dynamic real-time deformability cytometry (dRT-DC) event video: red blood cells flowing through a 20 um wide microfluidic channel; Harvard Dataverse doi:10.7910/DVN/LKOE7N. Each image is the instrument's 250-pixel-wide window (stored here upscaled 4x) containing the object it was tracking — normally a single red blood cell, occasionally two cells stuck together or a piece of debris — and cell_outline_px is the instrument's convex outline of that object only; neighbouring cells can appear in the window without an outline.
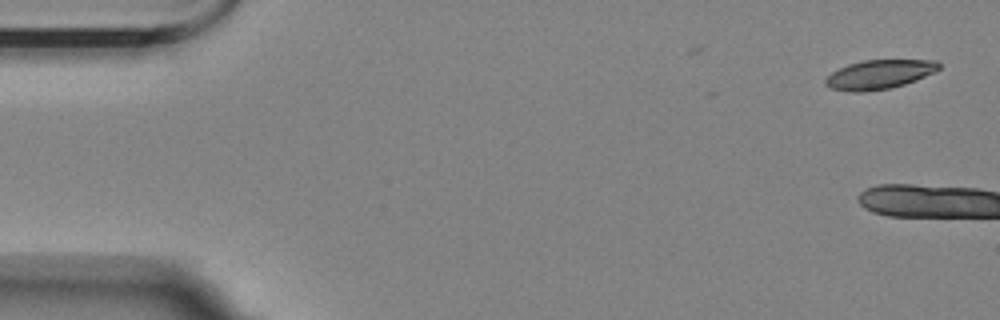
{"species": "Egyptian fruit bat (a non-hibernating species)", "species_latin": "Rousettus aegyptiacus", "temperature_condition": "room temperature", "stored_images_in_passage": 4, "camera_frame_rate_fps": 3000, "um_per_image_px": 0.085, "animal": {"sex": "female"}, "frame": {"image": 1, "passage_image": 1, "time_ms": 0.0, "image_size_px": [1000, 320], "cell_outline_px": [[940, 68], [916, 80], [892, 88], [864, 92], [848, 92], [832, 88], [824, 84], [824, 80], [832, 72], [848, 64], [864, 60], [936, 60], [940, 64]], "centroid_in_image_um": [74.71, 6.33], "position_along_channel_um": 10.3, "area_um2": 19.19}}